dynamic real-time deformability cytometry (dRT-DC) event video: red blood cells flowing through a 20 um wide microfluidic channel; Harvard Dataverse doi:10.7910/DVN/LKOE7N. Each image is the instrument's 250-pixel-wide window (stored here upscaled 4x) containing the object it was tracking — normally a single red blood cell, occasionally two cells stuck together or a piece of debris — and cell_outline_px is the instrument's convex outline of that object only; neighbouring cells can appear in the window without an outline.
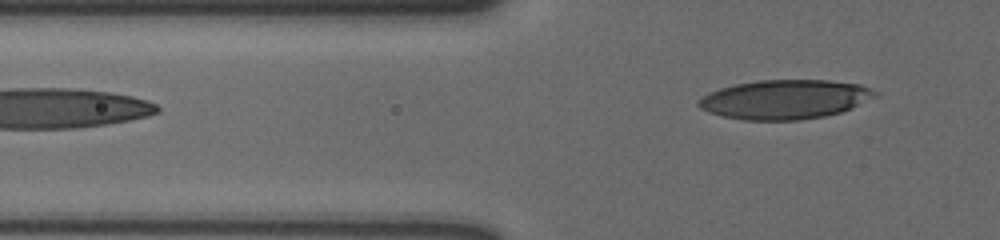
{"species": "human", "species_latin": "Homo sapiens", "temperature_condition": "cold", "stored_images_in_passage": 3, "segment_of_instrument_passage": [2, 2], "camera_frame_rate_fps": 3000, "um_per_image_px": 0.085, "donor": {"sex": "male"}, "frame": {"image": 1, "passage_image": 3, "time_ms": 0.667, "image_size_px": [1000, 240], "cell_outline_px": [[880, 92], [876, 96], [852, 108], [840, 112], [824, 116], [800, 120], [744, 120], [724, 116], [708, 112], [700, 108], [696, 104], [696, 100], [720, 88], [736, 84], [756, 80], [828, 80], [860, 84]], "centroid_in_image_um": [66.73, 8.44], "position_along_channel_um": 59.1, "area_um2": 40.4}}